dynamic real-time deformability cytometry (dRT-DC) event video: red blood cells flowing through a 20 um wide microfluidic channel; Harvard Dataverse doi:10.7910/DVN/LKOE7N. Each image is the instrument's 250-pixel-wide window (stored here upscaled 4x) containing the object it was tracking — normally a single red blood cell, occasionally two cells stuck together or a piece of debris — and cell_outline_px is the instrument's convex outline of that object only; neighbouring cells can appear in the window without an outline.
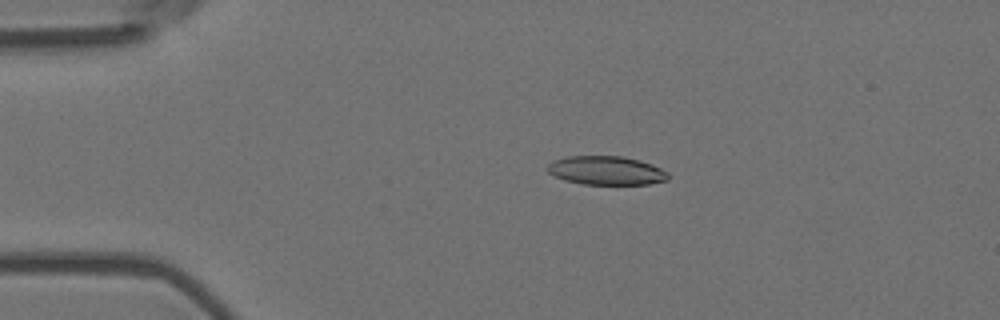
{"species": "Egyptian fruit bat (a non-hibernating species)", "species_latin": "Rousettus aegyptiacus", "temperature_condition": "room temperature", "stored_images_in_passage": 6, "camera_frame_rate_fps": 3000, "um_per_image_px": 0.085, "animal": {"sex": "female"}, "frame": {"image": 1, "passage_image": 4, "time_ms": 1.0, "image_size_px": [1000, 320], "cell_outline_px": [[668, 180], [648, 184], [584, 184], [564, 180], [552, 176], [544, 168], [552, 160], [568, 156], [620, 156], [640, 160], [652, 164], [668, 172]], "centroid_in_image_um": [51.48, 14.49], "position_along_channel_um": 33.5, "area_um2": 20.4}}
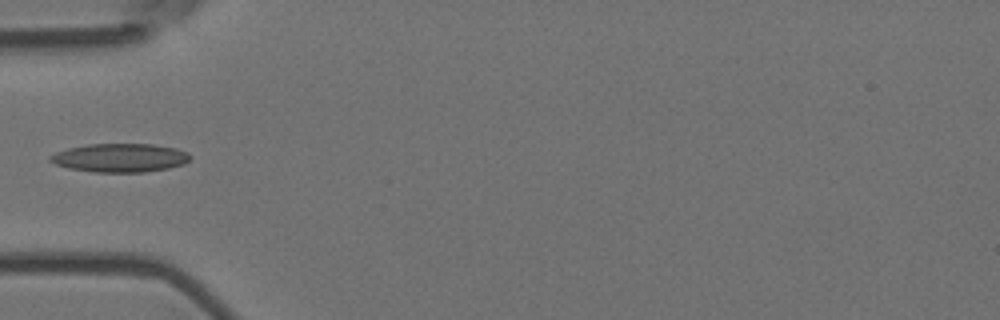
{"frame": {"image": 2, "passage_image": 6, "time_ms": 1.667, "image_size_px": [1000, 320], "cell_outline_px": [[192, 156], [184, 164], [168, 168], [144, 172], [92, 172], [68, 168], [56, 164], [48, 160], [48, 156], [56, 152], [68, 148], [88, 144], [152, 144], [176, 148], [188, 152]], "centroid_in_image_um": [10.19, 13.41], "position_along_channel_um": 74.8, "area_um2": 23.41}}